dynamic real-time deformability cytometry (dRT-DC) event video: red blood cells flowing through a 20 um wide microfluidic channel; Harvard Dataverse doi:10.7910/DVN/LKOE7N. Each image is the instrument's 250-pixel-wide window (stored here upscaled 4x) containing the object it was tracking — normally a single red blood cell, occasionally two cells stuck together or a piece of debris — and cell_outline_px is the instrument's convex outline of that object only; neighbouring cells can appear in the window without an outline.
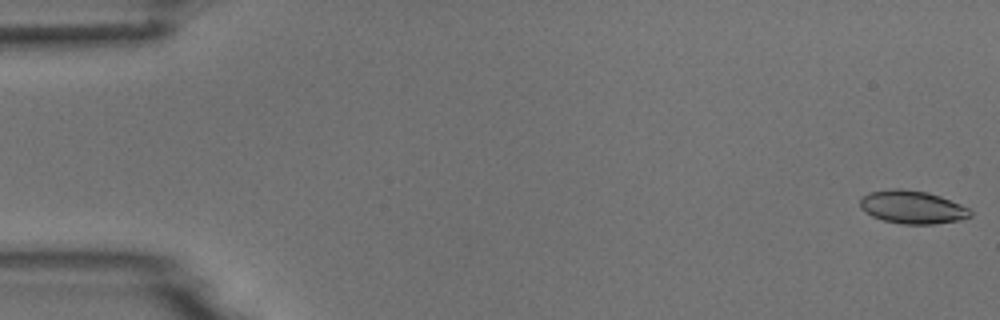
{"species": "common noctule bat (a hibernating species)", "species_latin": "Nyctalus noctula", "temperature_condition": "room temperature", "stored_images_in_passage": 6, "camera_frame_rate_fps": 3000, "um_per_image_px": 0.085, "animal": {"sex": "male", "body_mass_g": 18.8}, "frame": {"image": 1, "passage_image": 1, "time_ms": 0.0, "image_size_px": [1000, 320], "cell_outline_px": [[972, 216], [960, 220], [932, 224], [900, 224], [884, 220], [872, 216], [860, 208], [860, 200], [868, 192], [892, 188], [900, 188], [928, 192], [940, 196], [960, 204], [968, 208], [972, 212]], "centroid_in_image_um": [77.54, 17.6], "position_along_channel_um": 7.5, "area_um2": 21.27}}
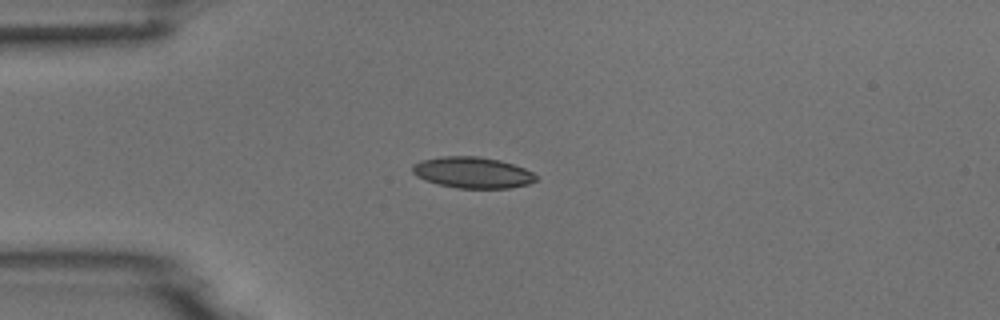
{"frame": {"image": 2, "passage_image": 5, "time_ms": 4.333, "image_size_px": [1000, 320], "cell_outline_px": [[536, 180], [528, 184], [508, 188], [456, 188], [424, 180], [416, 176], [412, 172], [412, 164], [420, 160], [440, 156], [480, 156], [500, 160], [524, 168], [532, 172], [536, 176]], "centroid_in_image_um": [40.12, 14.65], "position_along_channel_um": 44.9, "area_um2": 22.48}}
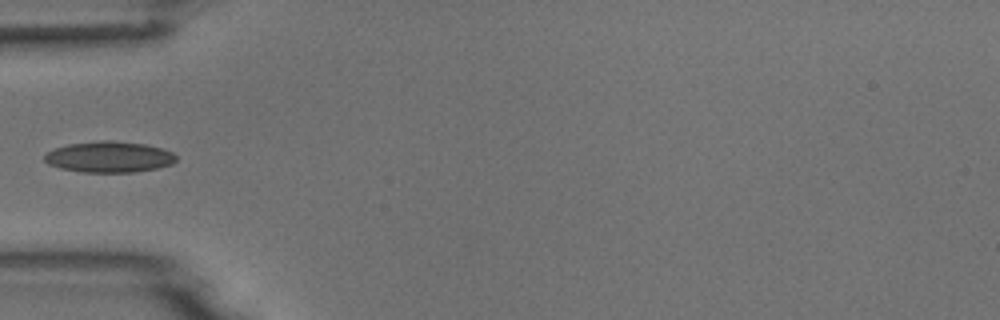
{"frame": {"image": 3, "passage_image": 6, "time_ms": 5.667, "image_size_px": [1000, 320], "cell_outline_px": [[176, 160], [172, 164], [156, 168], [136, 172], [84, 172], [60, 168], [48, 164], [44, 160], [44, 156], [48, 152], [56, 148], [68, 144], [100, 140], [112, 140], [144, 144], [160, 148], [172, 152], [176, 156]], "centroid_in_image_um": [9.27, 13.34], "position_along_channel_um": 75.7, "area_um2": 23.7}}